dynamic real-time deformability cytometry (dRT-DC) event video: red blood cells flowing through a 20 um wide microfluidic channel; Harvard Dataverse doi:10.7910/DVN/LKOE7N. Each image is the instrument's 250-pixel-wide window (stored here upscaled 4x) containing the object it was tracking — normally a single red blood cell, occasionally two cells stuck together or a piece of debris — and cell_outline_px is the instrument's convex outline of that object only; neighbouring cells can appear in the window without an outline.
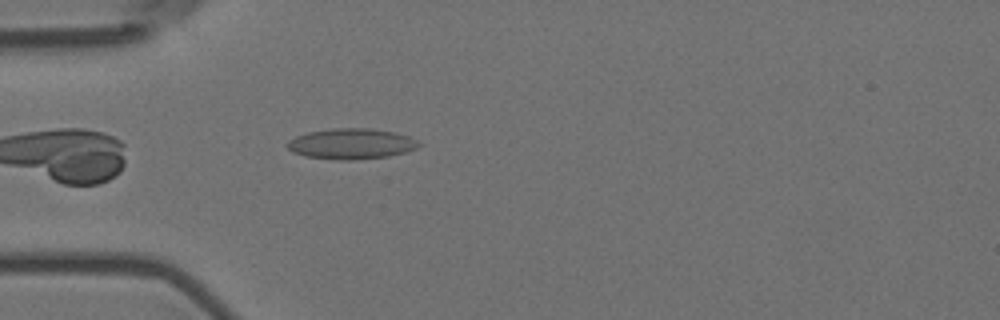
{"species": "Egyptian fruit bat (a non-hibernating species)", "species_latin": "Rousettus aegyptiacus", "temperature_condition": "room temperature", "stored_images_in_passage": 4, "camera_frame_rate_fps": 3000, "um_per_image_px": 0.085, "animal": {"sex": "female"}, "frame": {"image": 1, "passage_image": 3, "time_ms": 0.667, "image_size_px": [1000, 320], "cell_outline_px": [[420, 144], [416, 148], [404, 152], [388, 156], [352, 160], [336, 160], [304, 156], [292, 152], [284, 144], [288, 140], [296, 136], [308, 132], [332, 128], [372, 128], [396, 132], [408, 136], [416, 140]], "centroid_in_image_um": [29.81, 12.22], "position_along_channel_um": 55.2, "area_um2": 23.58}}